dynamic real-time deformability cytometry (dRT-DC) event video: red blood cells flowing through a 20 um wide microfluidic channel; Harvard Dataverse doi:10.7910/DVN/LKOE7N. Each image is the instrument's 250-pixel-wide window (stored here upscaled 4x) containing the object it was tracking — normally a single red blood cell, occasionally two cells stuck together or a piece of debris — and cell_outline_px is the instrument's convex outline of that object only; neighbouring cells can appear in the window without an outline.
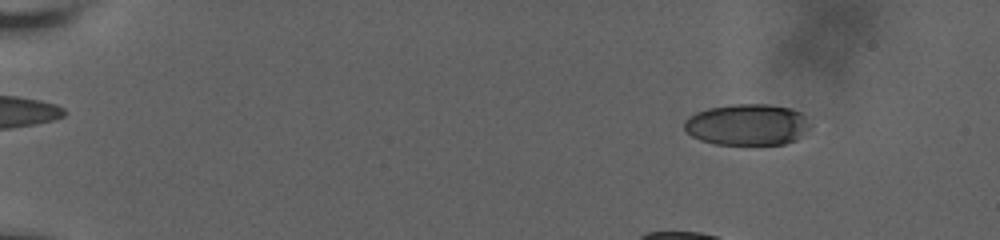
{"species": "human", "species_latin": "Homo sapiens", "temperature_condition": "room temperature", "stored_images_in_passage": 25, "camera_frame_rate_fps": 3000, "um_per_image_px": 0.085, "donor": {"sex": "male"}, "frame": {"image": 1, "passage_image": 3, "time_ms": 1.667, "image_size_px": [1000, 240], "cell_outline_px": [[812, 124], [796, 140], [784, 144], [716, 144], [700, 140], [692, 136], [684, 128], [684, 120], [688, 116], [696, 112], [708, 108], [732, 104], [768, 104], [788, 108], [800, 112]], "centroid_in_image_um": [63.5, 10.59], "position_along_channel_um": 21.5, "area_um2": 30.29}}
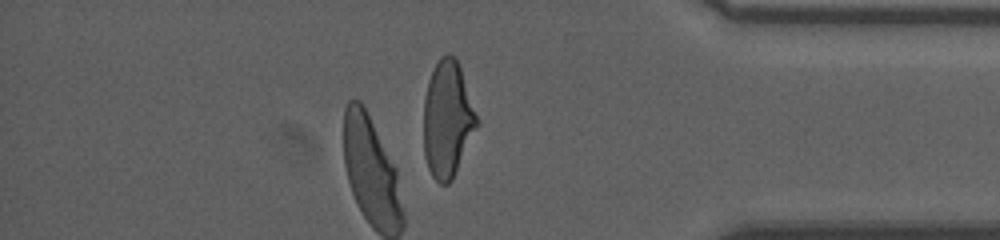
{"frame": {"image": 2, "passage_image": 22, "time_ms": 16.333, "image_size_px": [1000, 240], "cell_outline_px": [[480, 124], [452, 180], [448, 184], [440, 184], [432, 176], [428, 168], [424, 156], [424, 100], [428, 80], [432, 68], [440, 56], [448, 52], [456, 56], [460, 64], [480, 120]], "centroid_in_image_um": [38.07, 10.09], "position_along_channel_um": 397.1, "area_um2": 37.11}, "authors_computed_cell_mechanics": {"area_um2": 37.1076, "velocity_mm_per_s": 3.6123, "shape_relaxation_time_tau1_ms": 3.9034, "shape_relaxation_time_tau2_ms": null, "deformation_change_tau1": 0.1495, "deformation_change_tau2": null}}